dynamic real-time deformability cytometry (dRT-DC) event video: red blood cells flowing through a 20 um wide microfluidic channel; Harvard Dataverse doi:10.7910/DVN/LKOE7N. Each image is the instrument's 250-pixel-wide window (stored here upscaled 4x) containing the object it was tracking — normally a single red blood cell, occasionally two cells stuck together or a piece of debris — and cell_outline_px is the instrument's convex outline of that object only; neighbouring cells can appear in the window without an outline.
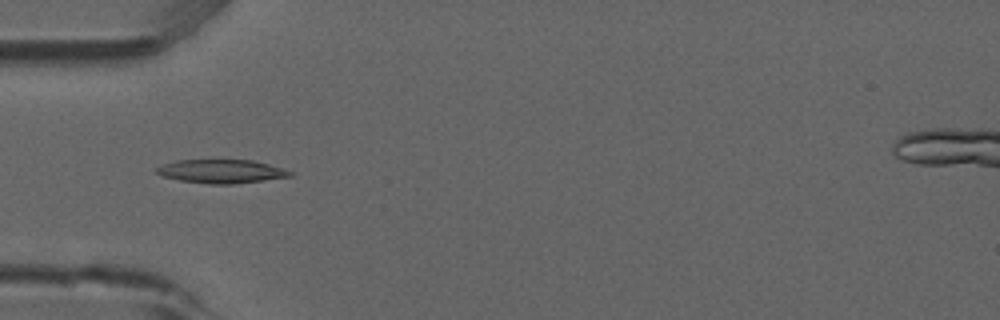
{"species": "common noctule bat (a hibernating species)", "species_latin": "Nyctalus noctula", "temperature_condition": "room temperature", "stored_images_in_passage": 6, "camera_frame_rate_fps": 3000, "um_per_image_px": 0.085, "animal": {"sex": "male", "forearm_length_mm": 52.5}, "frame": {"image": 1, "passage_image": 4, "time_ms": 1.0, "image_size_px": [1000, 320], "cell_outline_px": [[292, 176], [264, 180], [232, 184], [212, 184], [180, 180], [160, 176], [156, 172], [156, 168], [164, 164], [176, 160], [252, 160], [284, 168], [292, 172]], "centroid_in_image_um": [18.81, 14.56], "position_along_channel_um": 66.2, "area_um2": 18.26}}
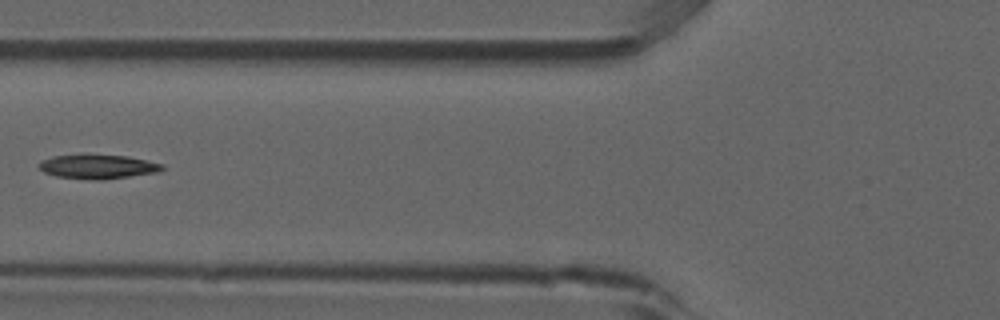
{"frame": {"image": 2, "passage_image": 5, "time_ms": 1.333, "image_size_px": [1000, 320], "cell_outline_px": [[164, 168], [156, 172], [100, 180], [96, 180], [56, 176], [44, 172], [36, 164], [40, 160], [52, 156], [128, 156], [164, 164]], "centroid_in_image_um": [8.28, 14.17], "position_along_channel_um": 117.5, "area_um2": 16.82}}
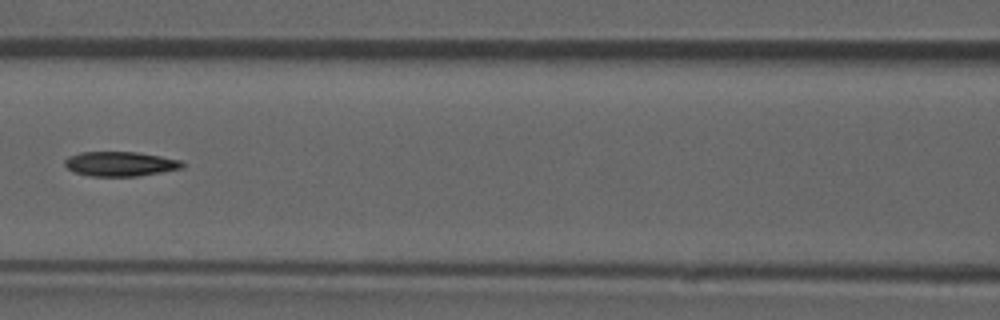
{"frame": {"image": 3, "passage_image": 6, "time_ms": 1.667, "image_size_px": [1000, 320], "cell_outline_px": [[184, 168], [140, 176], [88, 176], [72, 172], [64, 164], [64, 160], [68, 156], [80, 152], [136, 152], [160, 156], [180, 160], [184, 164]], "centroid_in_image_um": [10.2, 13.93], "position_along_channel_um": 156.4, "area_um2": 16.99}}